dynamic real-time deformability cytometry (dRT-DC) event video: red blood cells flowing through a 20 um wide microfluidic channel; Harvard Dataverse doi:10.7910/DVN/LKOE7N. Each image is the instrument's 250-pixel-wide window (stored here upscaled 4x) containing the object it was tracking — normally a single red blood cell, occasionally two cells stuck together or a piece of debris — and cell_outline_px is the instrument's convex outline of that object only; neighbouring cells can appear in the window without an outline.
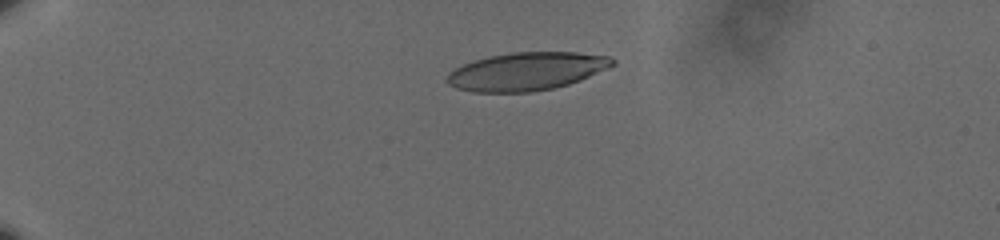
{"species": "human", "species_latin": "Homo sapiens", "temperature_condition": "cold", "stored_images_in_passage": 45, "camera_frame_rate_fps": 3000, "um_per_image_px": 0.085, "donor": {"sex": "male"}, "frame": {"image": 1, "passage_image": 1, "time_ms": 0.0, "image_size_px": [1000, 240], "cell_outline_px": [[616, 64], [608, 68], [580, 80], [568, 84], [552, 88], [532, 92], [472, 92], [456, 88], [448, 84], [444, 80], [448, 72], [464, 64], [488, 56], [512, 52], [576, 52], [608, 56], [616, 60]], "centroid_in_image_um": [44.74, 6.06], "position_along_channel_um": 40.3, "area_um2": 36.76}}
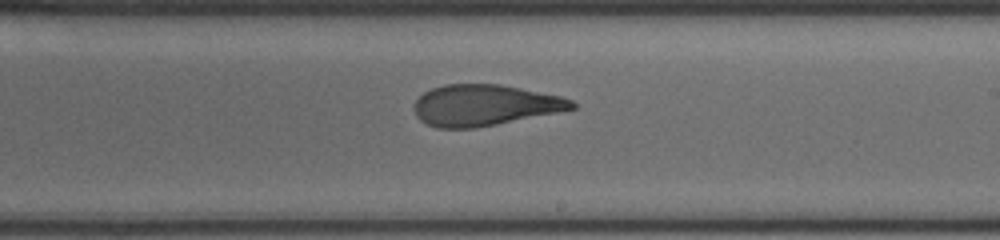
{"frame": {"image": 2, "passage_image": 24, "time_ms": 7.667, "image_size_px": [1000, 240], "cell_outline_px": [[576, 108], [476, 128], [436, 128], [420, 120], [416, 116], [412, 108], [416, 100], [424, 92], [432, 88], [444, 84], [500, 84], [560, 96], [572, 100], [576, 104]], "centroid_in_image_um": [41.13, 8.94], "position_along_channel_um": 247.9, "area_um2": 37.57}}
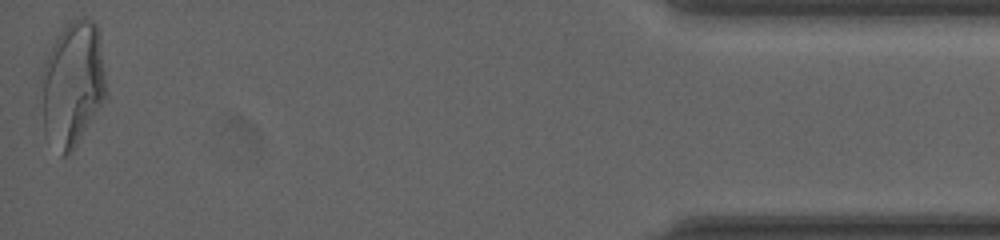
{"frame": {"image": 3, "passage_image": 45, "time_ms": 14.667, "image_size_px": [1000, 240], "cell_outline_px": [[108, 96], [72, 152], [64, 156], [60, 156], [44, 132], [36, 96], [40, 76], [44, 60], [48, 52], [60, 32], [68, 20], [76, 16], [84, 16], [92, 20], [96, 24], [100, 40], [108, 92]], "centroid_in_image_um": [6.11, 7.16], "position_along_channel_um": 429.1, "area_um2": 49.3}, "authors_computed_cell_mechanics": {"area_um2": 38.726, "velocity_mm_per_s": 3.5834, "shape_relaxation_time_tau1_ms": 8.1549, "shape_relaxation_time_tau2_ms": 1.939, "deformation_change_tau1": 0.2414, "deformation_change_tau2": 0.11}}